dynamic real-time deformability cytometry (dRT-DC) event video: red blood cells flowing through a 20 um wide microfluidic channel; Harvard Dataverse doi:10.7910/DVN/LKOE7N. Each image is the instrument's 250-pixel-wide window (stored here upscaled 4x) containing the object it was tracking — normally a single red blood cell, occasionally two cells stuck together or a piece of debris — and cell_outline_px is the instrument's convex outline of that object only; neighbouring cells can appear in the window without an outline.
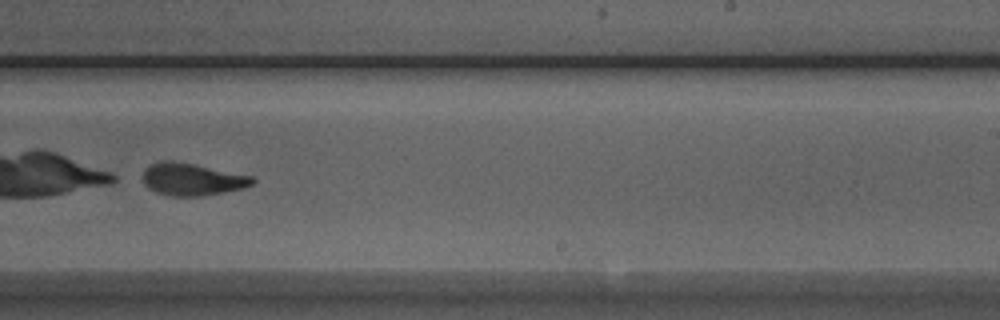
{"species": "Egyptian fruit bat (a non-hibernating species)", "species_latin": "Rousettus aegyptiacus", "temperature_condition": "room temperature", "stored_images_in_passage": 31, "camera_frame_rate_fps": 3000, "um_per_image_px": 0.085, "animal": {"sex": "male"}, "frame": {"image": 1, "passage_image": 18, "time_ms": 5.667, "image_size_px": [1000, 320], "cell_outline_px": [[256, 180], [252, 184], [244, 188], [204, 196], [172, 196], [156, 192], [148, 188], [144, 184], [144, 168], [160, 160], [172, 160], [252, 176]], "centroid_in_image_um": [16.31, 15.25], "position_along_channel_um": 272.7, "area_um2": 20.52}}